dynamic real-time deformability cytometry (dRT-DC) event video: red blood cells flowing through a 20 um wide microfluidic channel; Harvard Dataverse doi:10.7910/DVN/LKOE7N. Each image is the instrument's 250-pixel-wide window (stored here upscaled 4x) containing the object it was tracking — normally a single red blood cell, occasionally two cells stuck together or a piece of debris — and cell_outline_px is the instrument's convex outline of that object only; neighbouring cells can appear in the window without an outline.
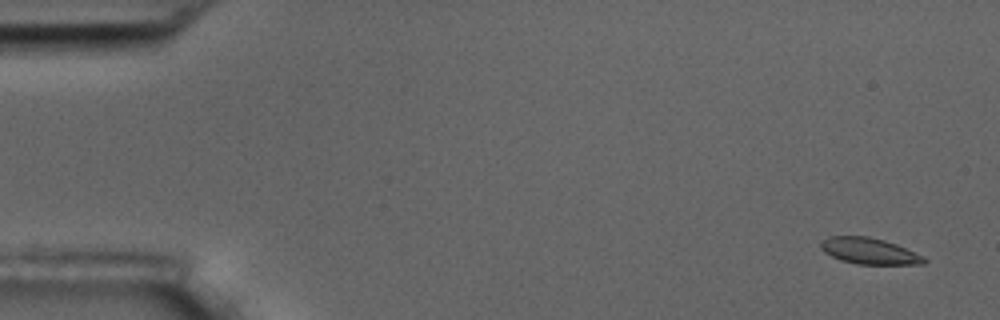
{"species": "common noctule bat (a hibernating species)", "species_latin": "Nyctalus noctula", "temperature_condition": "room temperature", "stored_images_in_passage": 57, "camera_frame_rate_fps": 3000, "um_per_image_px": 0.085, "animal": {"sex": "male", "body_mass_g": 17.5, "forearm_length_mm": 52.3}, "frame": {"image": 1, "passage_image": 3, "time_ms": 0.667, "image_size_px": [1000, 320], "cell_outline_px": [[928, 260], [924, 264], [856, 264], [840, 260], [824, 252], [820, 248], [820, 244], [828, 236], [868, 236], [884, 240], [896, 244], [924, 256]], "centroid_in_image_um": [73.89, 21.34], "position_along_channel_um": 11.1, "area_um2": 15.78}}
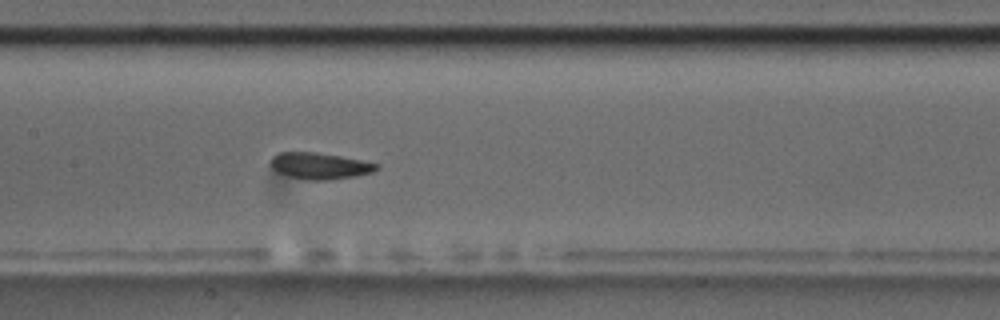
{"frame": {"image": 2, "passage_image": 28, "time_ms": 9.0, "image_size_px": [1000, 320], "cell_outline_px": [[380, 168], [372, 172], [356, 176], [328, 180], [308, 180], [288, 176], [276, 172], [268, 164], [272, 156], [280, 152], [312, 152], [340, 156], [380, 164]], "centroid_in_image_um": [27.15, 14.1], "position_along_channel_um": 180.3, "area_um2": 16.42}}
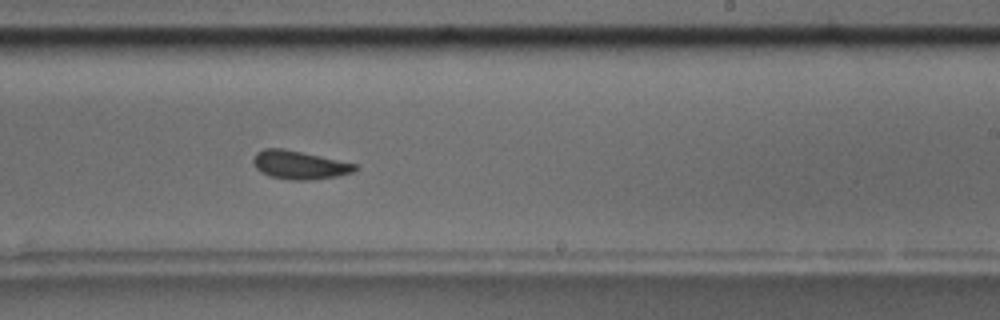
{"frame": {"image": 3, "passage_image": 35, "time_ms": 11.333, "image_size_px": [1000, 320], "cell_outline_px": [[356, 168], [352, 172], [336, 176], [308, 180], [292, 180], [268, 176], [260, 172], [256, 168], [252, 160], [256, 152], [264, 148], [284, 148], [356, 164]], "centroid_in_image_um": [25.37, 14.01], "position_along_channel_um": 263.6, "area_um2": 16.7}, "authors_computed_cell_mechanics": {"area_um2": 16.6464, "velocity_mm_per_s": 3.5763, "shape_relaxation_time_tau1_ms": null, "shape_relaxation_time_tau2_ms": 4.3978, "deformation_change_tau1": null, "deformation_change_tau2": 0.0688}}